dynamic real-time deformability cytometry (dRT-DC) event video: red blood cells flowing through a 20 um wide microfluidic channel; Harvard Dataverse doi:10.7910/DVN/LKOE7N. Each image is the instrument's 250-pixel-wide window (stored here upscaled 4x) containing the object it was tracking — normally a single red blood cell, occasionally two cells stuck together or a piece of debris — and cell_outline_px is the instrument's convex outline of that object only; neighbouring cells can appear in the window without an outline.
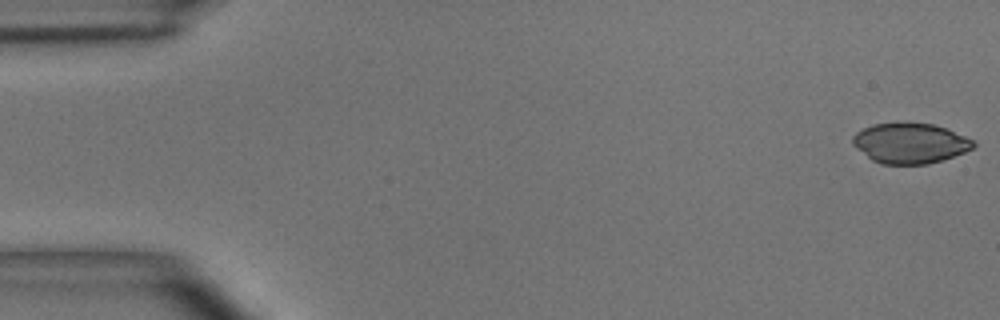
{"species": "common noctule bat (a hibernating species)", "species_latin": "Nyctalus noctula", "temperature_condition": "room temperature", "stored_images_in_passage": 50, "camera_frame_rate_fps": 3000, "um_per_image_px": 0.085, "animal": {"sex": "male", "body_mass_g": 15.6}, "frame": {"image": 1, "passage_image": 1, "time_ms": 0.0, "image_size_px": [1000, 320], "cell_outline_px": [[976, 144], [972, 148], [964, 152], [928, 164], [880, 164], [872, 160], [856, 148], [852, 144], [852, 136], [856, 132], [872, 124], [932, 124], [944, 128], [964, 136], [972, 140]], "centroid_in_image_um": [77.31, 12.19], "position_along_channel_um": 7.7, "area_um2": 27.74}}
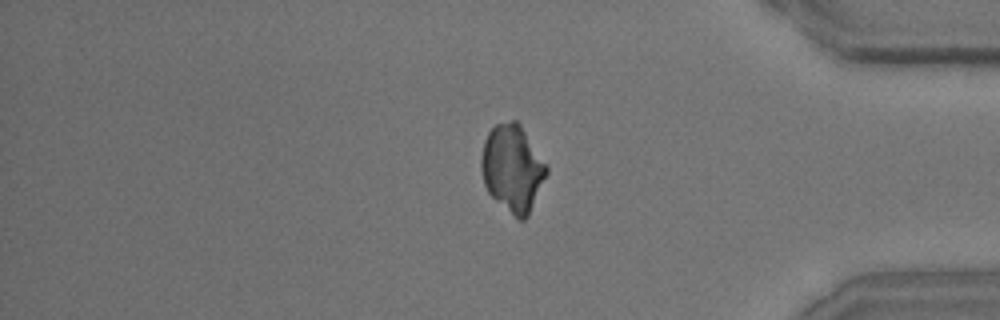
{"frame": {"image": 2, "passage_image": 42, "time_ms": 13.667, "image_size_px": [1000, 320], "cell_outline_px": [[548, 172], [528, 216], [524, 220], [516, 220], [488, 192], [484, 184], [480, 168], [480, 160], [484, 140], [488, 132], [496, 124], [512, 120], [516, 120], [520, 124], [548, 164]], "centroid_in_image_um": [43.56, 14.31], "position_along_channel_um": 391.6, "area_um2": 33.35}}
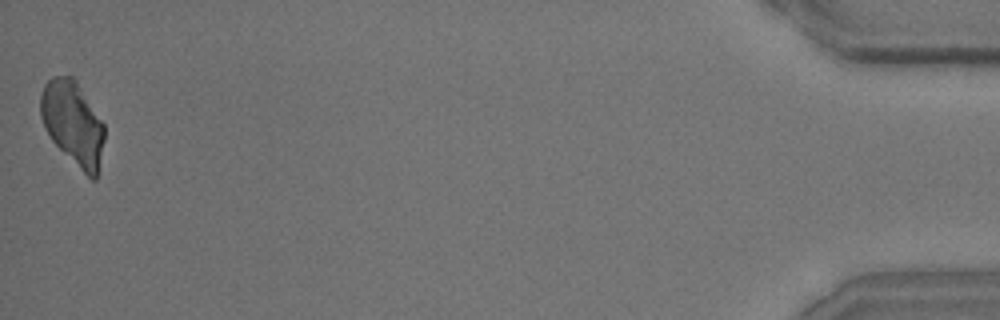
{"frame": {"image": 3, "passage_image": 50, "time_ms": 16.333, "image_size_px": [1000, 320], "cell_outline_px": [[104, 140], [96, 180], [92, 180], [52, 140], [40, 116], [40, 96], [44, 84], [52, 76], [72, 76], [76, 80], [104, 124]], "centroid_in_image_um": [6.19, 10.43], "position_along_channel_um": 429.0, "area_um2": 30.69}}